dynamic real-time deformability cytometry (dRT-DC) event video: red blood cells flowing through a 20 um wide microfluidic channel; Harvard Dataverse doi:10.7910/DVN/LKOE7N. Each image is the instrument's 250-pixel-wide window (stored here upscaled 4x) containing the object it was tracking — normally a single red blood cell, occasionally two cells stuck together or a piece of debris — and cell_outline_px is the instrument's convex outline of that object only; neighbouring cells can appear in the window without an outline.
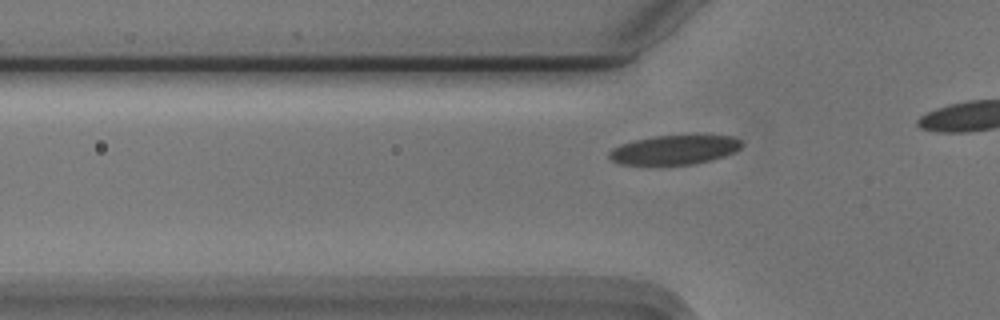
{"species": "Egyptian fruit bat (a non-hibernating species)", "species_latin": "Rousettus aegyptiacus", "temperature_condition": "cold", "stored_images_in_passage": 15, "camera_frame_rate_fps": 3000, "um_per_image_px": 0.085, "animal": {"sex": "male"}, "frame": {"image": 1, "passage_image": 9, "time_ms": 2.667, "image_size_px": [1000, 320], "cell_outline_px": [[744, 144], [740, 148], [724, 156], [712, 160], [692, 164], [620, 164], [612, 160], [608, 156], [608, 152], [612, 148], [620, 144], [636, 140], [656, 136], [732, 136], [740, 140]], "centroid_in_image_um": [57.31, 12.74], "position_along_channel_um": 68.5, "area_um2": 22.25}}
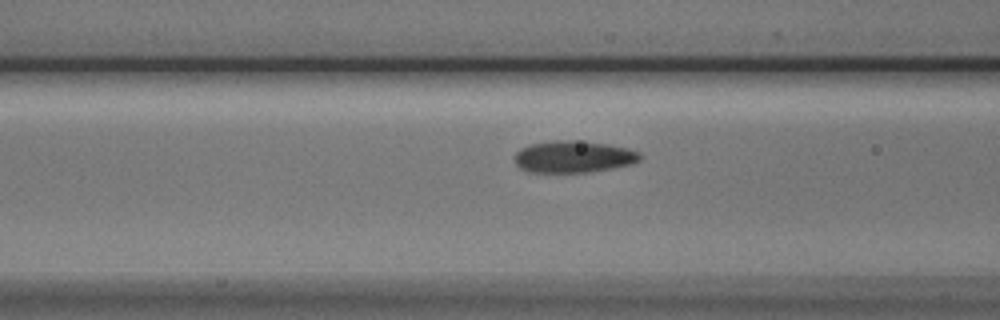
{"frame": {"image": 2, "passage_image": 13, "time_ms": 4.0, "image_size_px": [1000, 320], "cell_outline_px": [[640, 160], [628, 164], [612, 168], [588, 172], [528, 172], [520, 168], [516, 164], [512, 156], [520, 148], [528, 144], [552, 140], [572, 140], [608, 144], [628, 148], [636, 152], [640, 156]], "centroid_in_image_um": [48.65, 13.31], "position_along_channel_um": 118.0, "area_um2": 23.29}}